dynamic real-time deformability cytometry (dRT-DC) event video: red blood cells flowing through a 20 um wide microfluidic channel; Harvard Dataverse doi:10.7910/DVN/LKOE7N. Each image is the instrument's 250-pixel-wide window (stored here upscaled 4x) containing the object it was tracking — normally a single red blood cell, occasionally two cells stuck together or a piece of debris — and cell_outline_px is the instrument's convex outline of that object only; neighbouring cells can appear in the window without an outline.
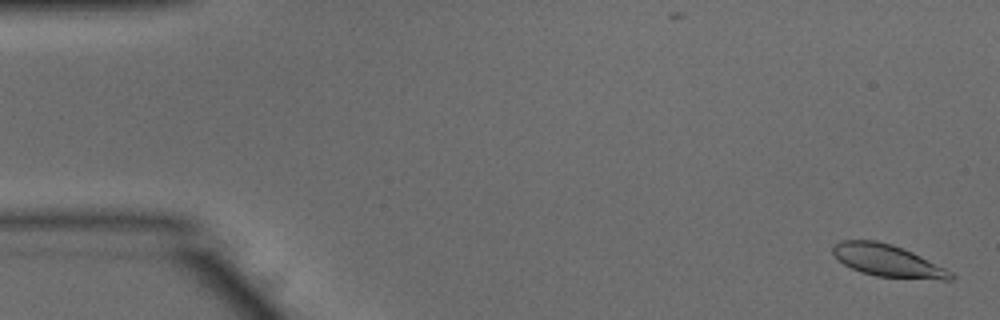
{"species": "common noctule bat (a hibernating species)", "species_latin": "Nyctalus noctula", "temperature_condition": "warm", "stored_images_in_passage": 53, "camera_frame_rate_fps": 3000, "um_per_image_px": 0.085, "animal": {"sex": "male", "body_mass_g": 15.6}, "frame": {"image": 1, "passage_image": 2, "time_ms": 0.333, "image_size_px": [1000, 320], "cell_outline_px": [[956, 276], [952, 280], [940, 280], [876, 276], [860, 272], [844, 264], [832, 252], [832, 244], [840, 240], [876, 240], [892, 244], [912, 252], [952, 272]], "centroid_in_image_um": [75.44, 22.15], "position_along_channel_um": 9.6, "area_um2": 22.02}}
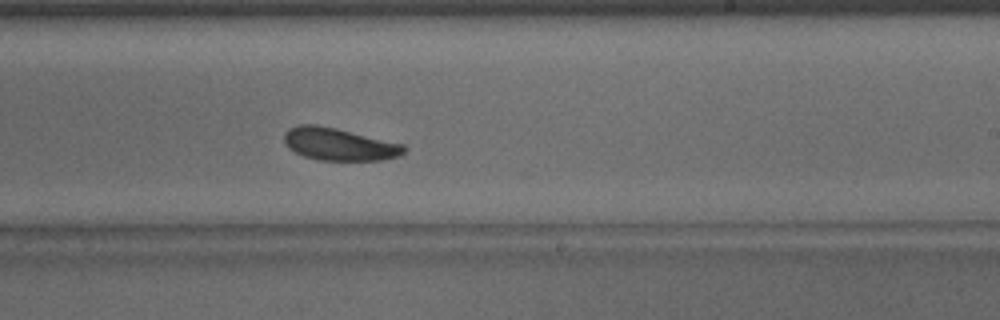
{"frame": {"image": 2, "passage_image": 32, "time_ms": 10.333, "image_size_px": [1000, 320], "cell_outline_px": [[408, 148], [400, 156], [380, 160], [320, 160], [304, 156], [288, 148], [284, 140], [284, 132], [288, 128], [300, 124], [316, 124], [336, 128], [404, 144]], "centroid_in_image_um": [28.82, 12.25], "position_along_channel_um": 260.2, "area_um2": 22.72}}
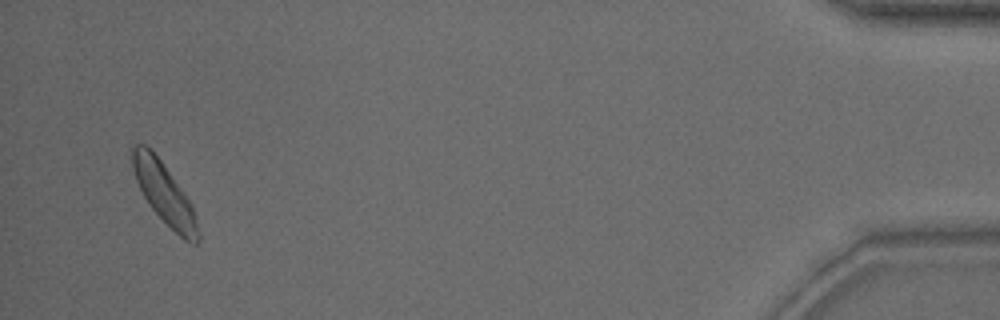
{"frame": {"image": 3, "passage_image": 51, "time_ms": 16.667, "image_size_px": [1000, 320], "cell_outline_px": [[200, 240], [196, 244], [192, 244], [184, 240], [148, 204], [136, 180], [132, 168], [128, 148], [132, 144], [144, 144], [160, 160], [184, 192], [196, 216], [200, 236]], "centroid_in_image_um": [13.92, 16.41], "position_along_channel_um": 421.3, "area_um2": 23.0}, "authors_computed_cell_mechanics": {"area_um2": 22.7732, "velocity_mm_per_s": 3.8184, "shape_relaxation_time_tau1_ms": 2.7111, "shape_relaxation_time_tau2_ms": 5.9631, "deformation_change_tau1": 0.1085, "deformation_change_tau2": 0.1101}}